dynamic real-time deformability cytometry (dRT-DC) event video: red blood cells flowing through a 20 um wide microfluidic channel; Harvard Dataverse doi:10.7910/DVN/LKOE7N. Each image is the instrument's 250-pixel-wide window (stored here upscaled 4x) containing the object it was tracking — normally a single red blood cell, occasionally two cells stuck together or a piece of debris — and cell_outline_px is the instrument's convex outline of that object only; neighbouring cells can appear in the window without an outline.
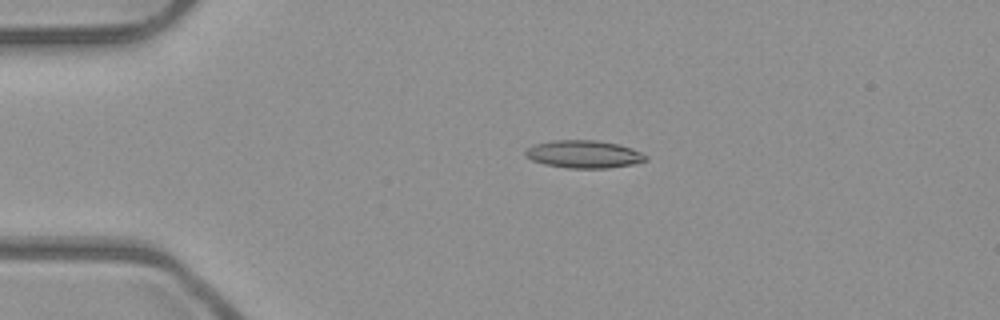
{"species": "common noctule bat (a hibernating species)", "species_latin": "Nyctalus noctula", "temperature_condition": "room temperature", "stored_images_in_passage": 5, "camera_frame_rate_fps": 3000, "um_per_image_px": 0.085, "animal": {"sex": "male", "body_mass_g": 23.1, "forearm_length_mm": 52.7}, "frame": {"image": 1, "passage_image": 4, "time_ms": 1.0, "image_size_px": [1000, 320], "cell_outline_px": [[648, 160], [632, 164], [608, 168], [568, 168], [544, 164], [532, 160], [524, 152], [528, 148], [536, 144], [552, 140], [596, 140], [620, 144], [632, 148], [648, 156]], "centroid_in_image_um": [49.66, 13.1], "position_along_channel_um": 35.3, "area_um2": 19.36}}